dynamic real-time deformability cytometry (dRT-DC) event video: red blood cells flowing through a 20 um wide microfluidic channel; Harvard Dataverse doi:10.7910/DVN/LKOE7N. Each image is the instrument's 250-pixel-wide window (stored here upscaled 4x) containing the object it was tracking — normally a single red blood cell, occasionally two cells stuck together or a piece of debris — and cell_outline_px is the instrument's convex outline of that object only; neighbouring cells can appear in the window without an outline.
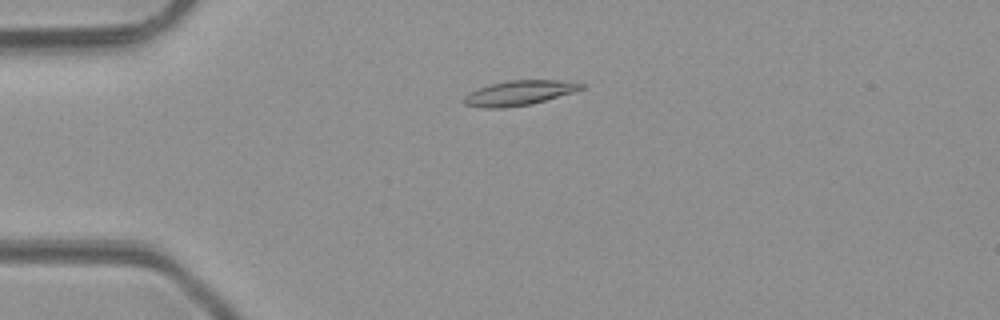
{"species": "common noctule bat (a hibernating species)", "species_latin": "Nyctalus noctula", "temperature_condition": "room temperature", "stored_images_in_passage": 5, "camera_frame_rate_fps": 3000, "um_per_image_px": 0.085, "animal": {"sex": "male", "body_mass_g": 23.1, "forearm_length_mm": 52.7}, "frame": {"image": 1, "passage_image": 2, "time_ms": 1.0, "image_size_px": [1000, 320], "cell_outline_px": [[588, 84], [584, 88], [572, 92], [532, 104], [504, 108], [484, 108], [464, 104], [464, 96], [480, 88], [492, 84], [508, 80], [560, 80]], "centroid_in_image_um": [44.17, 7.9], "position_along_channel_um": 40.8, "area_um2": 16.76}}
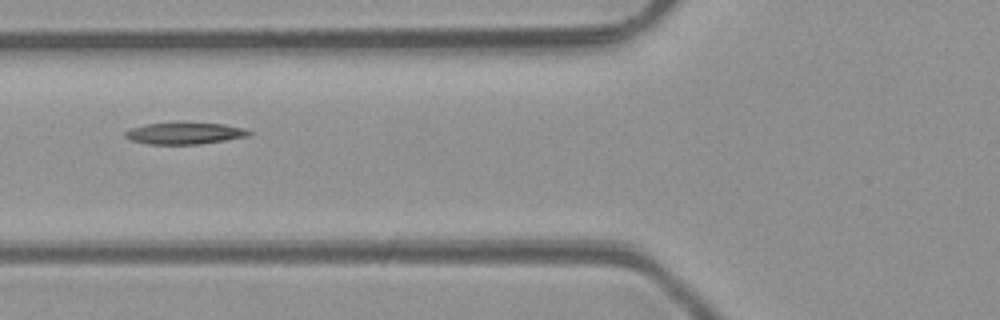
{"frame": {"image": 2, "passage_image": 4, "time_ms": 3.333, "image_size_px": [1000, 320], "cell_outline_px": [[252, 132], [248, 136], [200, 144], [148, 144], [132, 140], [124, 136], [124, 132], [132, 128], [148, 124], [176, 120], [184, 120], [224, 124], [244, 128]], "centroid_in_image_um": [15.7, 11.28], "position_along_channel_um": 110.1, "area_um2": 16.24}}
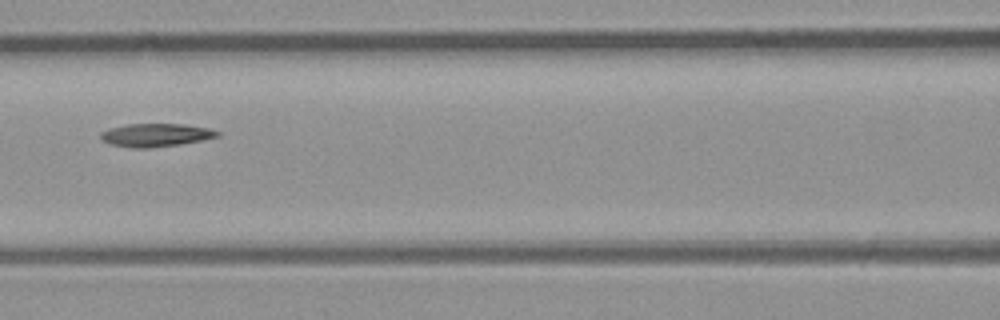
{"frame": {"image": 3, "passage_image": 5, "time_ms": 4.333, "image_size_px": [1000, 320], "cell_outline_px": [[220, 136], [180, 144], [152, 148], [132, 148], [108, 144], [100, 140], [100, 132], [108, 128], [128, 124], [184, 124], [208, 128], [220, 132]], "centroid_in_image_um": [13.18, 11.48], "position_along_channel_um": 153.4, "area_um2": 15.9}}